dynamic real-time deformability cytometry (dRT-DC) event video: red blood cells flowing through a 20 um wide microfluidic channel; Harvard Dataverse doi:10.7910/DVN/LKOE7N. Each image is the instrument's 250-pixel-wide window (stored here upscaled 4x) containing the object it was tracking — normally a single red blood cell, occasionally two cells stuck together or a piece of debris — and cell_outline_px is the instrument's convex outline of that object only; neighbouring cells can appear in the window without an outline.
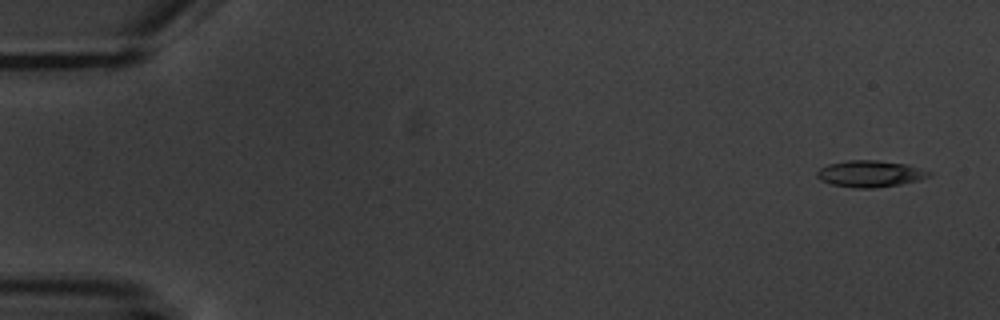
{"species": "common noctule bat (a hibernating species)", "species_latin": "Nyctalus noctula", "temperature_condition": "warm", "stored_images_in_passage": 5, "camera_frame_rate_fps": 3000, "um_per_image_px": 0.085, "animal": {"sex": "male", "body_mass_g": 20.1, "forearm_length_mm": 53.5}, "frame": {"image": 1, "passage_image": 1, "time_ms": 0.0, "image_size_px": [1000, 320], "cell_outline_px": [[932, 176], [920, 180], [900, 184], [872, 188], [856, 188], [832, 184], [820, 180], [816, 176], [816, 172], [820, 168], [828, 164], [848, 160], [876, 160], [908, 164], [932, 172]], "centroid_in_image_um": [73.98, 14.76], "position_along_channel_um": 11.0, "area_um2": 17.4}}
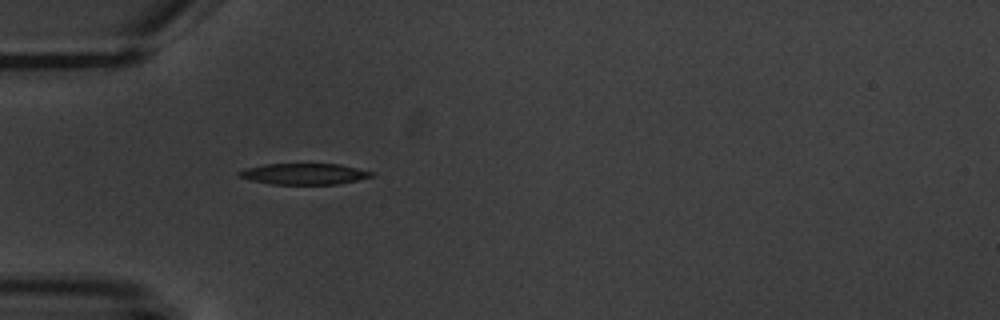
{"frame": {"image": 2, "passage_image": 5, "time_ms": 5.0, "image_size_px": [1000, 320], "cell_outline_px": [[376, 176], [336, 184], [272, 184], [248, 180], [236, 176], [236, 172], [244, 168], [264, 164], [340, 164], [372, 172]], "centroid_in_image_um": [25.77, 14.78], "position_along_channel_um": 59.2, "area_um2": 16.36}}